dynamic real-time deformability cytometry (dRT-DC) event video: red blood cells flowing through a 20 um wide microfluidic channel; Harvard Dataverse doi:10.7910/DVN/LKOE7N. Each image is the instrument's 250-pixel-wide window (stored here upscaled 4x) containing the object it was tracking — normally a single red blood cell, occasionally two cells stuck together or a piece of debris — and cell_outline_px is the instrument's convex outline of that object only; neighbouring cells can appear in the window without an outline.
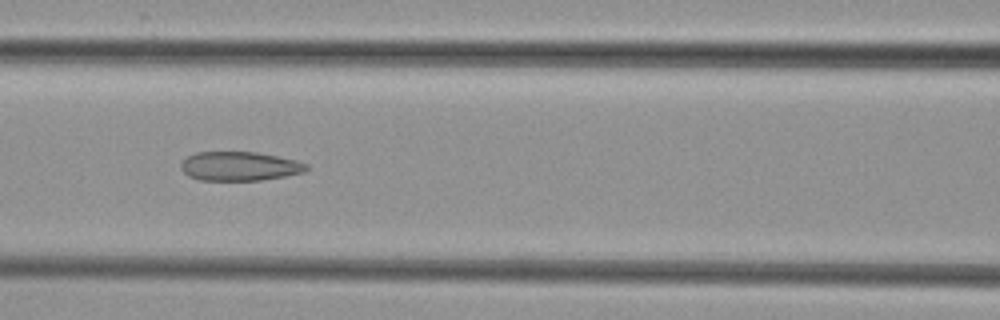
{"species": "common noctule bat (a hibernating species)", "species_latin": "Nyctalus noctula", "temperature_condition": "cold", "stored_images_in_passage": 7, "camera_frame_rate_fps": 3000, "um_per_image_px": 0.085, "animal": {"sex": "female", "body_mass_g": 29.2, "forearm_length_mm": 56.3}, "frame": {"image": 1, "passage_image": 7, "time_ms": 7.0, "image_size_px": [1000, 320], "cell_outline_px": [[308, 168], [304, 172], [284, 176], [260, 180], [200, 180], [188, 176], [180, 168], [180, 164], [188, 156], [196, 152], [256, 152], [296, 160], [308, 164]], "centroid_in_image_um": [20.35, 14.12], "position_along_channel_um": 146.3, "area_um2": 21.15}}